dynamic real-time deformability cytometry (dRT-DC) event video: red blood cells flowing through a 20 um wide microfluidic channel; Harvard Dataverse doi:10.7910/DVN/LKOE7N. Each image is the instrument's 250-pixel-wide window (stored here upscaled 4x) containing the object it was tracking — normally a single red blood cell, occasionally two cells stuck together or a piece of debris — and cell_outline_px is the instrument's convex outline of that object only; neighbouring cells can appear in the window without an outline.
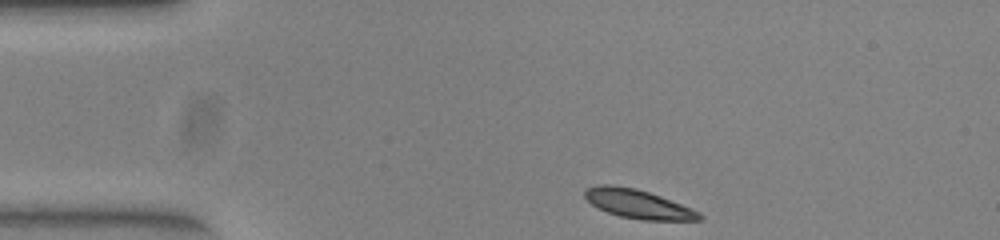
{"species": "common noctule bat (a hibernating species)", "species_latin": "Nyctalus noctula", "temperature_condition": "warm", "stored_images_in_passage": 43, "camera_frame_rate_fps": 3000, "um_per_image_px": 0.085, "animal": {"sex": "female", "body_mass_g": 23.0, "forearm_length_mm": 53.4}, "frame": {"image": 1, "passage_image": 1, "time_ms": 0.0, "image_size_px": [1000, 240], "cell_outline_px": [[704, 220], [640, 220], [620, 216], [608, 212], [592, 204], [584, 196], [584, 192], [588, 188], [600, 184], [608, 184], [636, 188], [660, 196], [700, 212], [704, 216]], "centroid_in_image_um": [54.26, 17.34], "position_along_channel_um": 30.7, "area_um2": 19.07}}
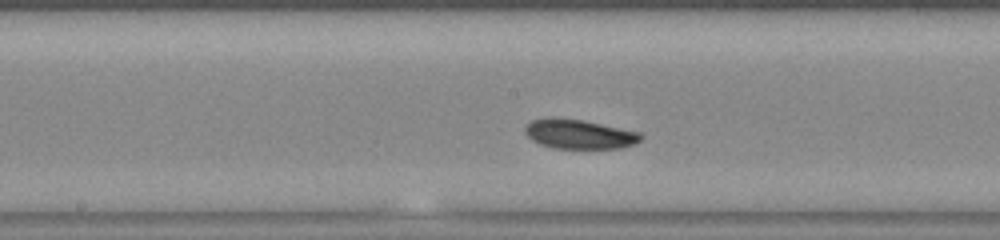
{"frame": {"image": 2, "passage_image": 18, "time_ms": 5.667, "image_size_px": [1000, 240], "cell_outline_px": [[644, 136], [636, 144], [620, 148], [552, 148], [540, 144], [532, 140], [524, 132], [524, 128], [532, 120], [548, 116], [584, 120], [640, 132]], "centroid_in_image_um": [49.23, 11.39], "position_along_channel_um": 199.0, "area_um2": 20.06}}
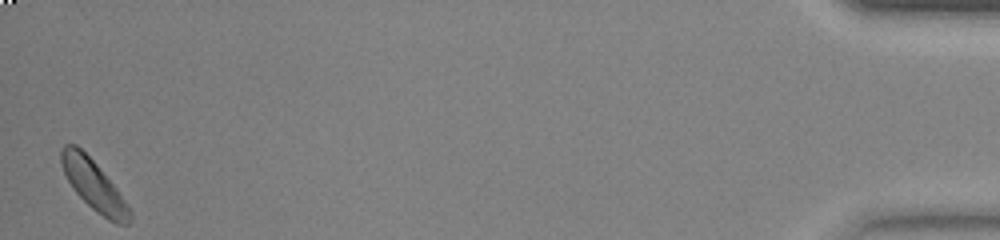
{"frame": {"image": 3, "passage_image": 43, "time_ms": 14.0, "image_size_px": [1000, 240], "cell_outline_px": [[132, 220], [128, 224], [116, 224], [108, 220], [96, 212], [76, 192], [68, 180], [64, 172], [60, 160], [60, 148], [64, 144], [76, 144], [96, 164], [116, 188], [132, 212]], "centroid_in_image_um": [7.97, 15.75], "position_along_channel_um": 427.2, "area_um2": 19.71}}